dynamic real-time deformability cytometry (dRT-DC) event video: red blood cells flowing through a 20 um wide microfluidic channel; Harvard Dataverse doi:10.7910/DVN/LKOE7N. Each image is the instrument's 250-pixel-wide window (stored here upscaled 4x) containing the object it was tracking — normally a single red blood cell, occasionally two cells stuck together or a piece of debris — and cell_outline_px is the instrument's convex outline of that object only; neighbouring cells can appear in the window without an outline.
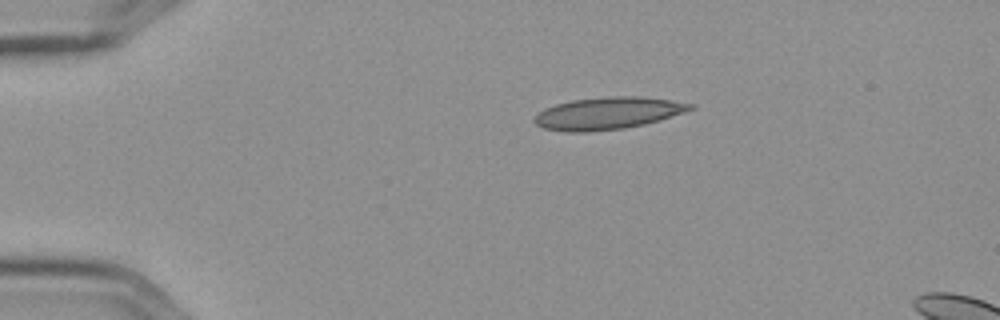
{"species": "Egyptian fruit bat (a non-hibernating species)", "species_latin": "Rousettus aegyptiacus", "temperature_condition": "cold", "stored_images_in_passage": 2, "camera_frame_rate_fps": 3000, "um_per_image_px": 0.085, "frame": {"image": 1, "passage_image": 2, "time_ms": 0.333, "image_size_px": [1000, 320], "cell_outline_px": [[696, 108], [660, 120], [644, 124], [624, 128], [588, 132], [564, 132], [544, 128], [536, 124], [532, 120], [544, 108], [556, 104], [572, 100], [608, 96], [640, 96], [672, 100], [696, 104]], "centroid_in_image_um": [51.69, 9.62], "position_along_channel_um": 33.3, "area_um2": 29.36}}